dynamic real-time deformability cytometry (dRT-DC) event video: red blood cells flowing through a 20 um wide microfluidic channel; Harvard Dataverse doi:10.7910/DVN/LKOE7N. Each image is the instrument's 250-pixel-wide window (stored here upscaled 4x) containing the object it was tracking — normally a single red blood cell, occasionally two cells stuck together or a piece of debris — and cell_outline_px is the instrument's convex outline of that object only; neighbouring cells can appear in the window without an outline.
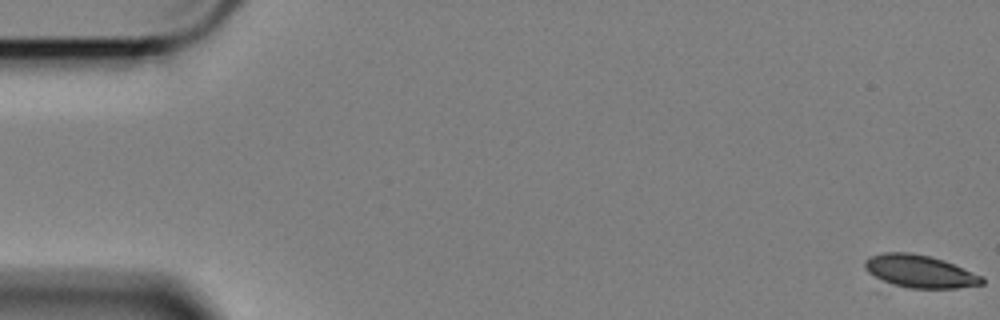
{"species": "Egyptian fruit bat (a non-hibernating species)", "species_latin": "Rousettus aegyptiacus", "temperature_condition": "cold", "stored_images_in_passage": 26, "camera_frame_rate_fps": 3000, "um_per_image_px": 0.085, "animal": {"sex": "female"}, "frame": {"image": 1, "passage_image": 1, "time_ms": 0.0, "image_size_px": [1000, 320], "cell_outline_px": [[984, 284], [956, 288], [908, 288], [880, 284], [864, 268], [864, 260], [868, 256], [884, 252], [912, 252], [944, 260], [984, 276]], "centroid_in_image_um": [78.1, 23.08], "position_along_channel_um": 6.9, "area_um2": 23.06}}
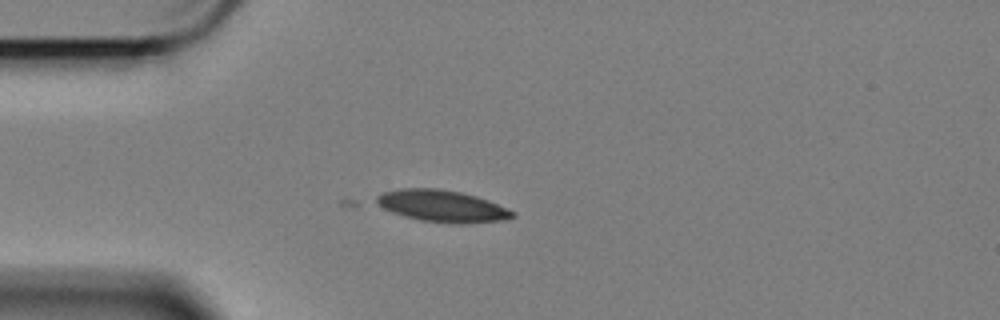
{"frame": {"image": 2, "passage_image": 16, "time_ms": 5.0, "image_size_px": [1000, 320], "cell_outline_px": [[516, 216], [504, 220], [464, 224], [448, 224], [420, 220], [404, 216], [392, 212], [384, 208], [376, 200], [376, 196], [384, 192], [400, 188], [440, 188], [460, 192], [476, 196], [488, 200], [516, 212]], "centroid_in_image_um": [37.62, 17.52], "position_along_channel_um": 47.4, "area_um2": 25.32}}
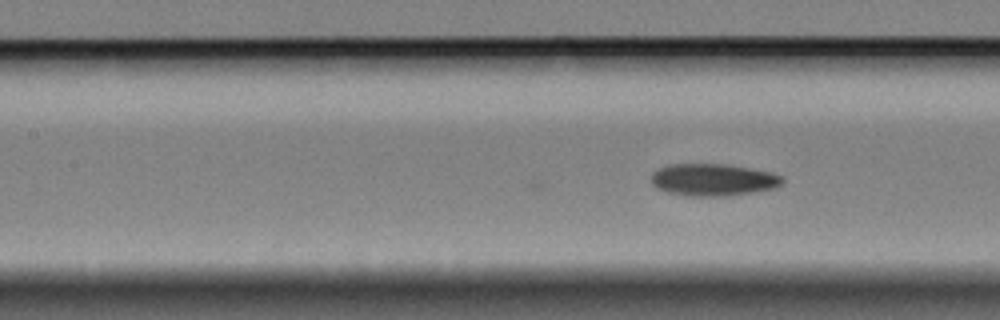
{"frame": {"image": 3, "passage_image": 26, "time_ms": 8.333, "image_size_px": [1000, 320], "cell_outline_px": [[784, 184], [772, 188], [752, 192], [724, 196], [688, 196], [668, 192], [656, 188], [652, 184], [652, 172], [668, 164], [724, 164], [772, 172], [784, 176]], "centroid_in_image_um": [60.62, 15.28], "position_along_channel_um": 146.8, "area_um2": 24.57}}